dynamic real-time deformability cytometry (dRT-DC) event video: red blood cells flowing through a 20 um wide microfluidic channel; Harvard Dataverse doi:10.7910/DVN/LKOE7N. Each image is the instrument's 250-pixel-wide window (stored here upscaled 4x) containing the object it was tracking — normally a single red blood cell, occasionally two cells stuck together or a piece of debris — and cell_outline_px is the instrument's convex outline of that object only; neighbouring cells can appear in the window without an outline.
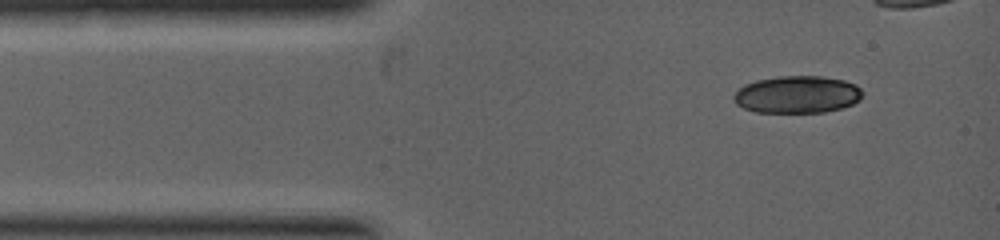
{"species": "common noctule bat (a hibernating species)", "species_latin": "Nyctalus noctula", "temperature_condition": "warm", "stored_images_in_passage": 2, "camera_frame_rate_fps": 5000, "um_per_image_px": 0.085, "animal": {"sex": "female", "body_mass_g": 19.0, "forearm_length_mm": 53.3}, "frame": {"image": 1, "passage_image": 2, "time_ms": 1.0, "image_size_px": [1000, 240], "cell_outline_px": [[864, 92], [860, 100], [852, 104], [840, 108], [824, 112], [756, 112], [744, 108], [736, 104], [732, 100], [732, 96], [744, 84], [756, 80], [780, 76], [820, 76], [844, 80], [856, 84]], "centroid_in_image_um": [67.76, 8.03], "position_along_channel_um": 17.2, "area_um2": 28.09}}